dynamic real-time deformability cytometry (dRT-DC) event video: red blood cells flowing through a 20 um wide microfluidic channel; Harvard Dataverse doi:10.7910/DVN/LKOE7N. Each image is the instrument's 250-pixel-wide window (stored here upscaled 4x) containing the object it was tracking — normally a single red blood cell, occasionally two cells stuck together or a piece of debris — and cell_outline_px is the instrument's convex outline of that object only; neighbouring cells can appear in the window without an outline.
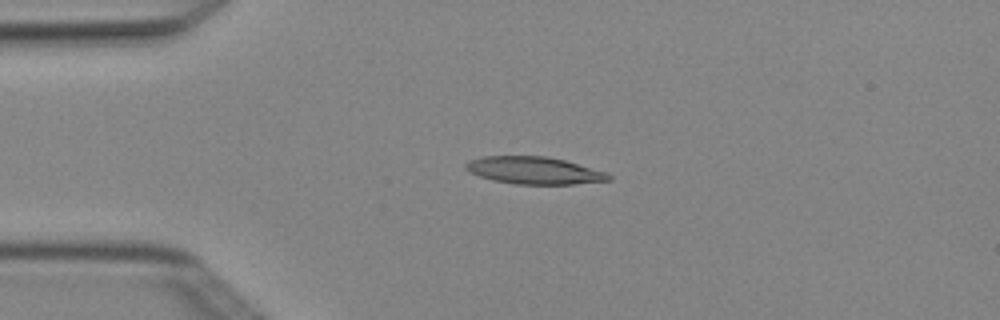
{"species": "Egyptian fruit bat (a non-hibernating species)", "species_latin": "Rousettus aegyptiacus", "temperature_condition": "cold", "stored_images_in_passage": 6, "camera_frame_rate_fps": 3000, "um_per_image_px": 0.085, "animal": {"sex": "female"}, "frame": {"image": 1, "passage_image": 4, "time_ms": 1.0, "image_size_px": [1000, 320], "cell_outline_px": [[612, 180], [572, 184], [512, 184], [492, 180], [468, 172], [464, 168], [464, 164], [468, 160], [484, 156], [548, 156], [564, 160], [608, 172], [612, 176]], "centroid_in_image_um": [45.39, 14.49], "position_along_channel_um": 39.6, "area_um2": 22.95}}
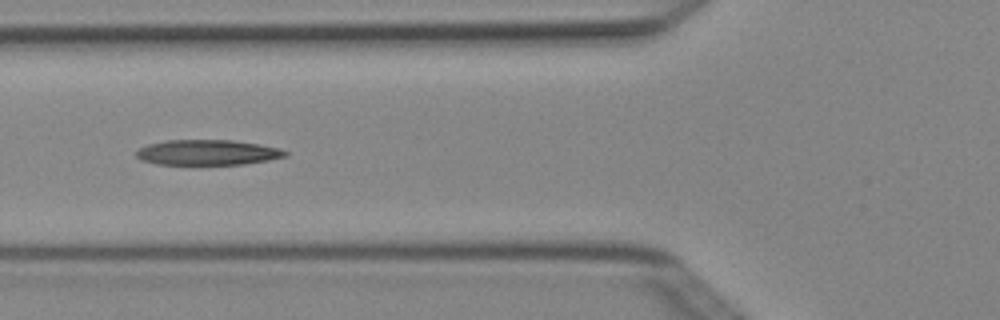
{"frame": {"image": 2, "passage_image": 6, "time_ms": 1.667, "image_size_px": [1000, 320], "cell_outline_px": [[288, 156], [268, 160], [244, 164], [156, 164], [140, 160], [136, 156], [136, 152], [140, 148], [148, 144], [164, 140], [232, 140], [260, 144], [280, 148], [288, 152]], "centroid_in_image_um": [17.65, 12.95], "position_along_channel_um": 108.2, "area_um2": 22.02}}